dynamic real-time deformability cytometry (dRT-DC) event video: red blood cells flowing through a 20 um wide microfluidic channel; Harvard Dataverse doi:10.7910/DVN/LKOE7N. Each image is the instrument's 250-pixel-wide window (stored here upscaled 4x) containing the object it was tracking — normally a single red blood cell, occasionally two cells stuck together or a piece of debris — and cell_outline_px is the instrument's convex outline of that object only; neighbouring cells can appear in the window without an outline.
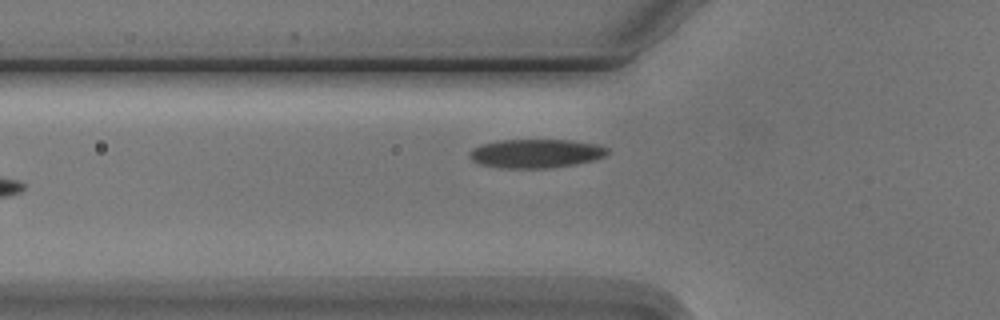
{"species": "Egyptian fruit bat (a non-hibernating species)", "species_latin": "Rousettus aegyptiacus", "temperature_condition": "cold", "stored_images_in_passage": 7, "camera_frame_rate_fps": 3000, "um_per_image_px": 0.085, "animal": {"sex": "male"}, "frame": {"image": 1, "passage_image": 6, "time_ms": 7.0, "image_size_px": [1000, 320], "cell_outline_px": [[608, 152], [604, 156], [592, 160], [576, 164], [552, 168], [500, 168], [480, 164], [472, 160], [468, 156], [468, 152], [472, 148], [480, 144], [500, 140], [572, 140], [600, 144], [608, 148]], "centroid_in_image_um": [45.53, 13.04], "position_along_channel_um": 80.3, "area_um2": 23.41}}
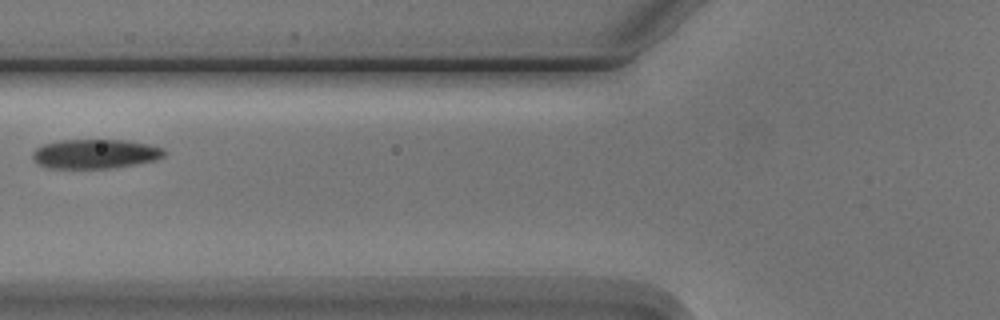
{"frame": {"image": 2, "passage_image": 7, "time_ms": 8.0, "image_size_px": [1000, 320], "cell_outline_px": [[168, 152], [164, 156], [152, 160], [132, 164], [108, 168], [48, 168], [40, 164], [32, 156], [32, 152], [36, 148], [44, 144], [60, 140], [128, 140], [148, 144], [164, 148]], "centroid_in_image_um": [8.1, 13.06], "position_along_channel_um": 117.7, "area_um2": 22.31}}